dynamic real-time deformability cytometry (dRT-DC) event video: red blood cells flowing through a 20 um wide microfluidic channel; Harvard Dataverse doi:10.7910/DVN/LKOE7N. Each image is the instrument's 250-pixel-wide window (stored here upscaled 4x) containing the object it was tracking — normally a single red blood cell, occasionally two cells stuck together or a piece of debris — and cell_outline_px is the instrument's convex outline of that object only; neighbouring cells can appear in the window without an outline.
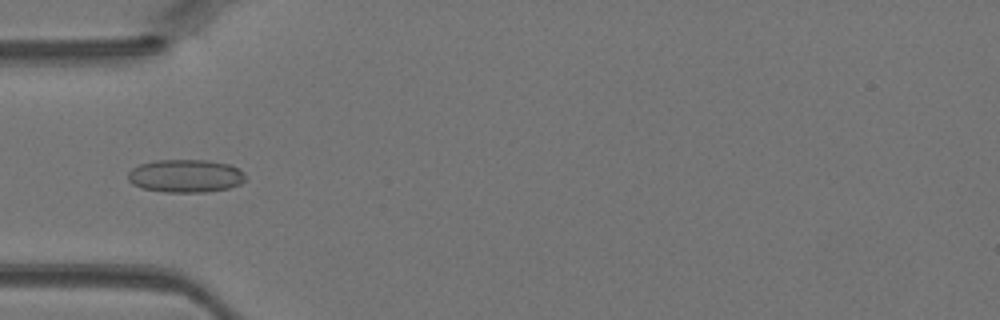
{"species": "Egyptian fruit bat (a non-hibernating species)", "species_latin": "Rousettus aegyptiacus", "temperature_condition": "warm", "stored_images_in_passage": 44, "camera_frame_rate_fps": 3000, "um_per_image_px": 0.085, "animal": {"sex": "female"}, "frame": {"image": 1, "passage_image": 14, "time_ms": 4.333, "image_size_px": [1000, 320], "cell_outline_px": [[244, 180], [240, 184], [228, 188], [204, 192], [164, 192], [140, 188], [132, 184], [128, 180], [128, 172], [132, 168], [140, 164], [156, 160], [208, 160], [228, 164], [244, 172]], "centroid_in_image_um": [15.73, 14.95], "position_along_channel_um": 69.3, "area_um2": 22.6}}
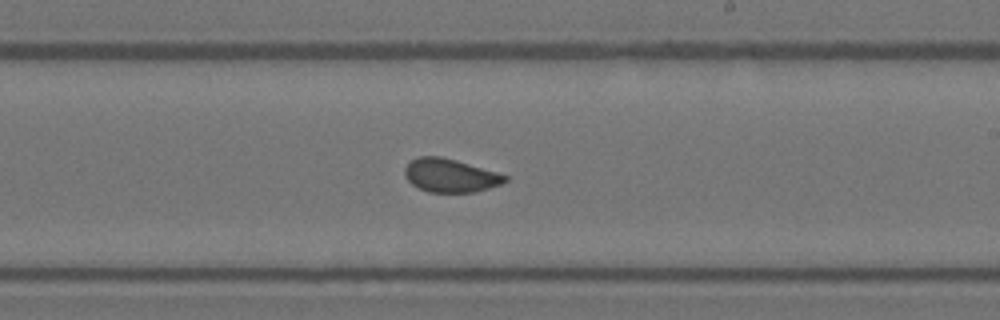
{"frame": {"image": 2, "passage_image": 26, "time_ms": 8.333, "image_size_px": [1000, 320], "cell_outline_px": [[508, 180], [500, 184], [476, 192], [428, 192], [412, 184], [404, 176], [404, 168], [416, 156], [440, 156], [456, 160], [496, 172], [508, 176]], "centroid_in_image_um": [38.25, 14.91], "position_along_channel_um": 250.8, "area_um2": 19.42}}
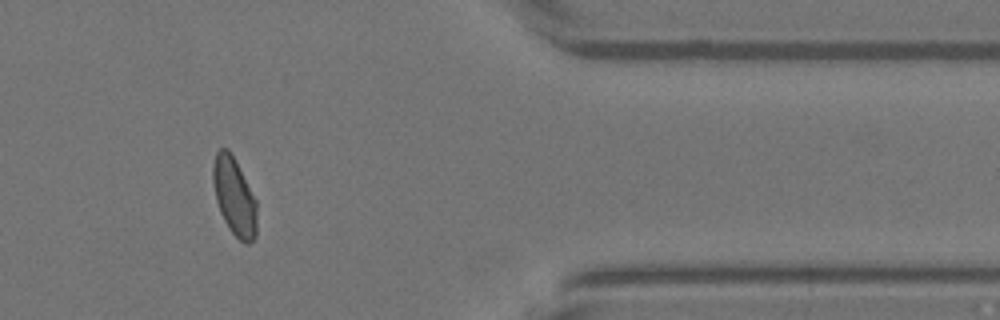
{"frame": {"image": 3, "passage_image": 37, "time_ms": 12.0, "image_size_px": [1000, 320], "cell_outline_px": [[256, 236], [248, 244], [244, 244], [228, 228], [220, 212], [216, 200], [212, 180], [212, 164], [216, 152], [220, 148], [228, 148], [256, 200]], "centroid_in_image_um": [19.89, 16.72], "position_along_channel_um": 391.5, "area_um2": 19.71}}